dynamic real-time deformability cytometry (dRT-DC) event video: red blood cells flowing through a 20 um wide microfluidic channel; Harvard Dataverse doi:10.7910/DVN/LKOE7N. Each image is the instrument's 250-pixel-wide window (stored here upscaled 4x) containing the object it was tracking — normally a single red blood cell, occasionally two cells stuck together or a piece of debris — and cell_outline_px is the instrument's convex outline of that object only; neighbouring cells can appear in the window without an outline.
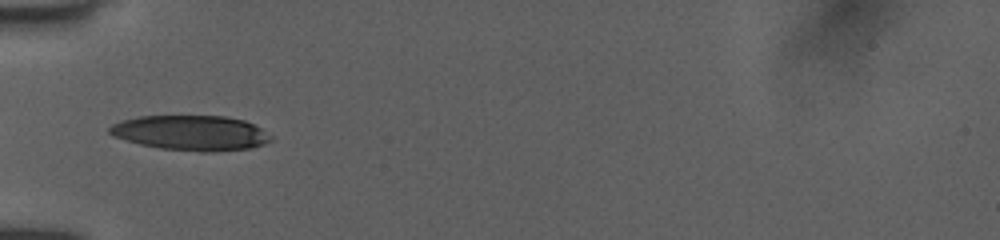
{"species": "human", "species_latin": "Homo sapiens", "temperature_condition": "room temperature", "stored_images_in_passage": 19, "camera_frame_rate_fps": 3000, "um_per_image_px": 0.085, "donor": {"sex": "female"}, "frame": {"image": 1, "passage_image": 1, "time_ms": 0.0, "image_size_px": [1000, 240], "cell_outline_px": [[272, 140], [264, 144], [252, 148], [204, 152], [200, 152], [160, 148], [140, 144], [116, 136], [108, 132], [108, 128], [112, 124], [124, 120], [140, 116], [224, 116], [244, 120], [260, 128], [272, 136]], "centroid_in_image_um": [16.26, 11.29], "position_along_channel_um": 68.7, "area_um2": 32.66}}
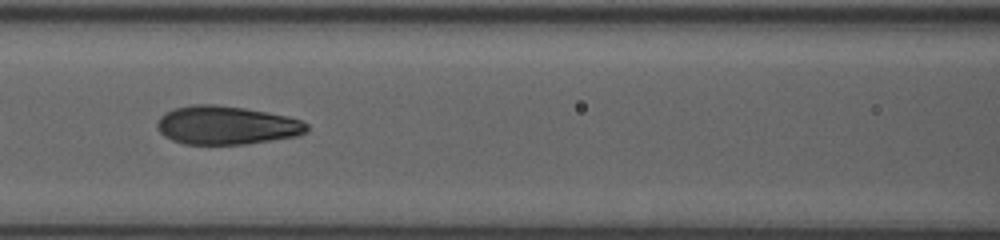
{"frame": {"image": 2, "passage_image": 7, "time_ms": 2.0, "image_size_px": [1000, 240], "cell_outline_px": [[308, 132], [296, 136], [248, 144], [184, 144], [172, 140], [164, 136], [156, 128], [156, 124], [160, 116], [176, 108], [192, 104], [216, 104], [244, 108], [288, 116], [300, 120], [308, 124]], "centroid_in_image_um": [19.25, 10.65], "position_along_channel_um": 147.4, "area_um2": 33.64}}
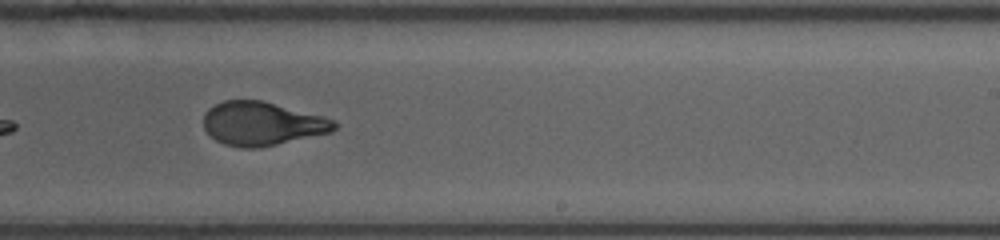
{"frame": {"image": 3, "passage_image": 16, "time_ms": 5.0, "image_size_px": [1000, 240], "cell_outline_px": [[340, 124], [332, 132], [260, 148], [240, 148], [224, 144], [216, 140], [204, 128], [204, 112], [208, 108], [224, 100], [264, 100], [324, 116], [336, 120]], "centroid_in_image_um": [22.32, 10.5], "position_along_channel_um": 266.7, "area_um2": 33.64}}